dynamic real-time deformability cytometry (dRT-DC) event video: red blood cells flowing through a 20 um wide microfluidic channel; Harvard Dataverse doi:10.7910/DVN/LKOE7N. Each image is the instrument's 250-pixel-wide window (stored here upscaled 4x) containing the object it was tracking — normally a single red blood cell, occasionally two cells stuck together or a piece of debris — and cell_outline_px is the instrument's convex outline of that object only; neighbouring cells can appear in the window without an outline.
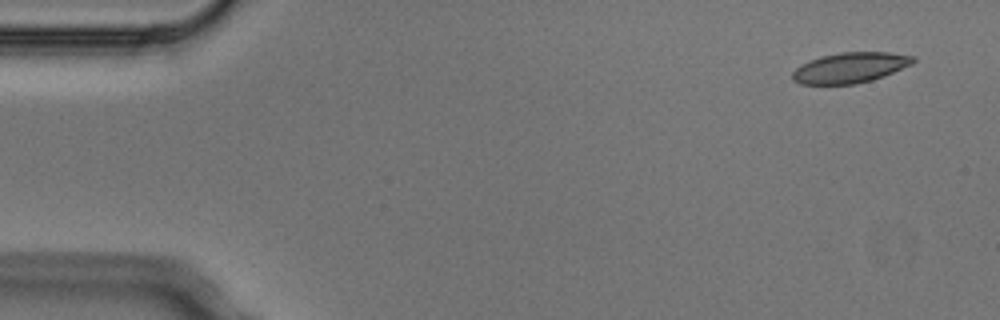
{"species": "Egyptian fruit bat (a non-hibernating species)", "species_latin": "Rousettus aegyptiacus", "temperature_condition": "cold", "stored_images_in_passage": 4, "camera_frame_rate_fps": 3000, "um_per_image_px": 0.085, "animal": {"sex": "male"}, "frame": {"image": 1, "passage_image": 1, "time_ms": 0.0, "image_size_px": [1000, 320], "cell_outline_px": [[916, 60], [912, 64], [884, 76], [872, 80], [856, 84], [800, 84], [792, 80], [792, 72], [800, 64], [808, 60], [820, 56], [840, 52], [888, 52], [916, 56]], "centroid_in_image_um": [72.25, 5.75], "position_along_channel_um": 12.8, "area_um2": 21.62}}
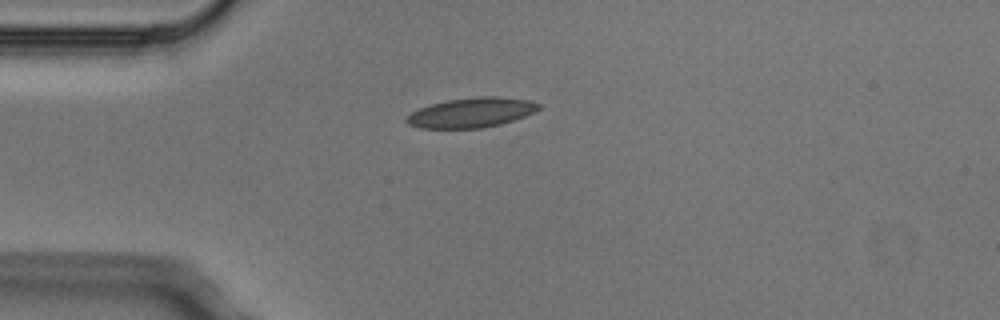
{"frame": {"image": 2, "passage_image": 4, "time_ms": 1.0, "image_size_px": [1000, 320], "cell_outline_px": [[540, 108], [524, 116], [500, 124], [484, 128], [420, 128], [408, 124], [404, 120], [412, 112], [420, 108], [432, 104], [448, 100], [480, 96], [496, 96], [528, 100], [540, 104]], "centroid_in_image_um": [40.05, 9.57], "position_along_channel_um": 44.9, "area_um2": 22.66}}